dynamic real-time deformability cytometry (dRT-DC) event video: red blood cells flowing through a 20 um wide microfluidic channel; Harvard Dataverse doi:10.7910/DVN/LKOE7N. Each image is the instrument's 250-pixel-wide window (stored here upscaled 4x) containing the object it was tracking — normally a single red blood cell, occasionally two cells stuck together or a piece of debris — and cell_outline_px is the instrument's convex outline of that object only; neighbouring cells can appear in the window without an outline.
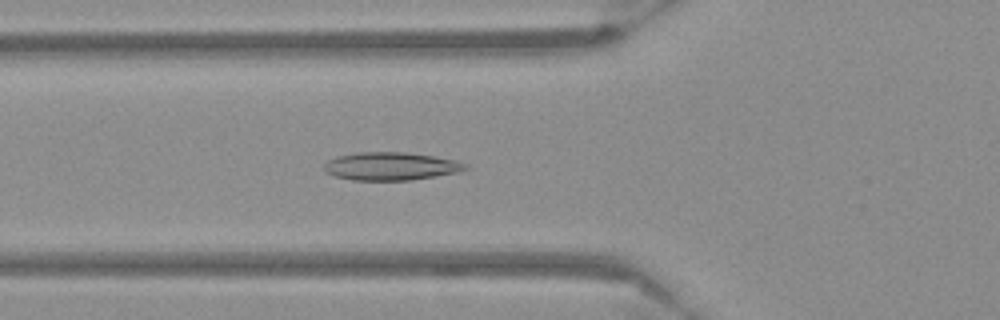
{"species": "Egyptian fruit bat (a non-hibernating species)", "species_latin": "Rousettus aegyptiacus", "temperature_condition": "warm", "stored_images_in_passage": 46, "camera_frame_rate_fps": 3000, "um_per_image_px": 0.085, "frame": {"image": 1, "passage_image": 12, "time_ms": 3.667, "image_size_px": [1000, 320], "cell_outline_px": [[468, 168], [456, 172], [436, 176], [412, 180], [352, 180], [336, 176], [324, 172], [324, 164], [328, 160], [340, 156], [356, 152], [404, 152], [432, 156], [456, 160], [468, 164]], "centroid_in_image_um": [33.21, 14.13], "position_along_channel_um": 92.6, "area_um2": 22.95}}
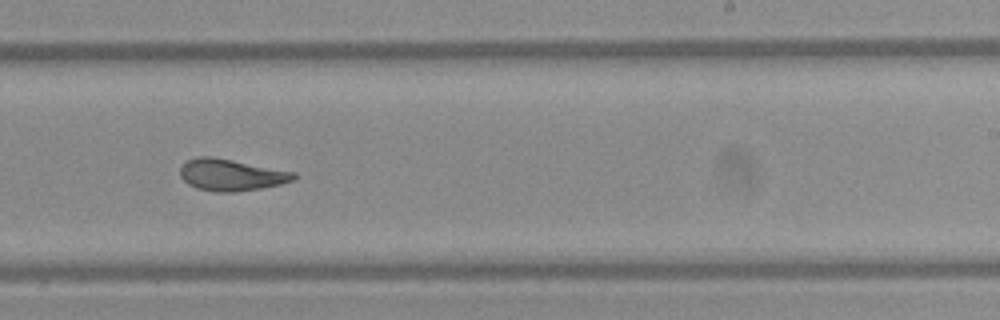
{"frame": {"image": 2, "passage_image": 26, "time_ms": 8.333, "image_size_px": [1000, 320], "cell_outline_px": [[296, 180], [280, 184], [260, 188], [236, 192], [216, 192], [196, 188], [188, 184], [180, 176], [180, 168], [188, 160], [196, 156], [212, 156], [296, 172]], "centroid_in_image_um": [19.65, 14.86], "position_along_channel_um": 269.3, "area_um2": 21.04}}
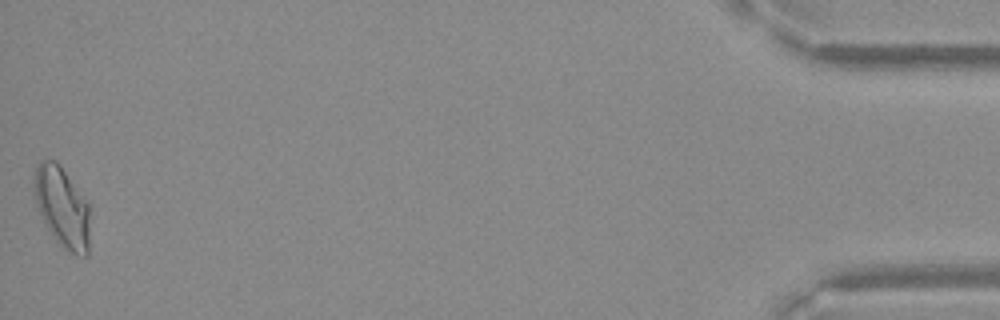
{"frame": {"image": 3, "passage_image": 46, "time_ms": 15.0, "image_size_px": [1000, 320], "cell_outline_px": [[88, 256], [76, 256], [64, 248], [56, 240], [48, 228], [36, 204], [36, 168], [40, 160], [56, 160], [88, 204]], "centroid_in_image_um": [5.3, 17.64], "position_along_channel_um": 429.9, "area_um2": 25.09}}